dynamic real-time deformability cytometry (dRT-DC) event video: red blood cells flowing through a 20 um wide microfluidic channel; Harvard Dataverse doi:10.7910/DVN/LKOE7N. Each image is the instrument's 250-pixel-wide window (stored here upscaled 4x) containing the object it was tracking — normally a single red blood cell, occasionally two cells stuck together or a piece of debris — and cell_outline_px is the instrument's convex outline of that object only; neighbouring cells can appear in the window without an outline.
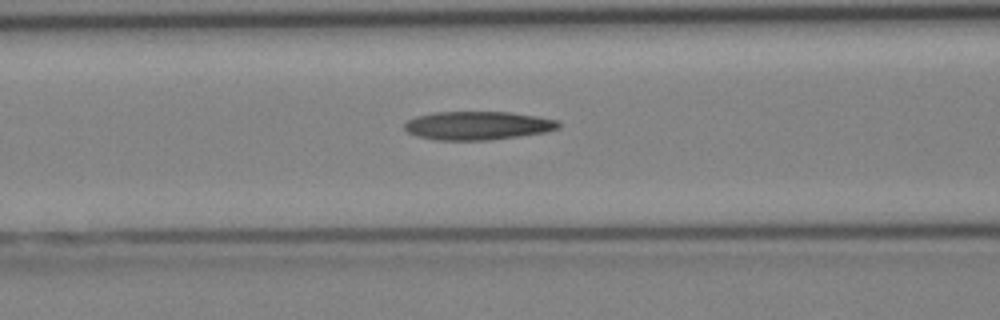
{"species": "Egyptian fruit bat (a non-hibernating species)", "species_latin": "Rousettus aegyptiacus", "temperature_condition": "cold", "stored_images_in_passage": 4, "camera_frame_rate_fps": 3000, "um_per_image_px": 0.085, "animal": {"sex": "female"}, "frame": {"image": 1, "passage_image": 4, "time_ms": 3.667, "image_size_px": [1000, 320], "cell_outline_px": [[560, 128], [544, 132], [520, 136], [488, 140], [436, 140], [416, 136], [408, 132], [404, 128], [404, 124], [408, 120], [416, 116], [432, 112], [512, 112], [560, 120]], "centroid_in_image_um": [40.61, 10.67], "position_along_channel_um": 126.0, "area_um2": 25.72}}